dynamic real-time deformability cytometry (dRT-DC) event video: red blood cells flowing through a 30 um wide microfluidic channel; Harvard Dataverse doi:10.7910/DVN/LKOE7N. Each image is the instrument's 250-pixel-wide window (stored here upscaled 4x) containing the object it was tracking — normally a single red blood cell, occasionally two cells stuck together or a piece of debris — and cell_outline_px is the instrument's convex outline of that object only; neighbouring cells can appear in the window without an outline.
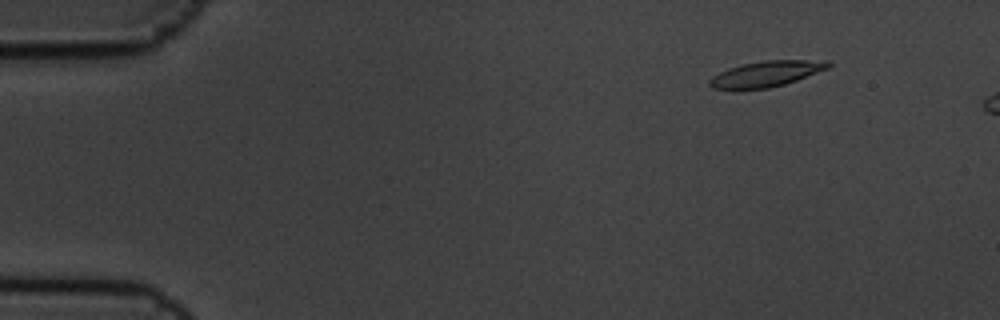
{"species": "common noctule bat (a hibernating species)", "species_latin": "Nyctalus noctula", "temperature_condition": "cold", "stored_images_in_passage": 3, "camera_frame_rate_fps": 3000, "um_per_image_px": 0.085, "animal": {"sex": "male", "body_mass_g": 19.5, "forearm_length_mm": 54.6}, "frame": {"image": 1, "passage_image": 1, "time_ms": 0.0, "image_size_px": [1000, 320], "cell_outline_px": [[832, 64], [828, 68], [796, 80], [784, 84], [768, 88], [736, 92], [712, 88], [708, 84], [708, 80], [712, 76], [728, 68], [744, 64], [764, 60], [828, 60]], "centroid_in_image_um": [65.04, 6.31], "position_along_channel_um": 20.0, "area_um2": 18.26}}